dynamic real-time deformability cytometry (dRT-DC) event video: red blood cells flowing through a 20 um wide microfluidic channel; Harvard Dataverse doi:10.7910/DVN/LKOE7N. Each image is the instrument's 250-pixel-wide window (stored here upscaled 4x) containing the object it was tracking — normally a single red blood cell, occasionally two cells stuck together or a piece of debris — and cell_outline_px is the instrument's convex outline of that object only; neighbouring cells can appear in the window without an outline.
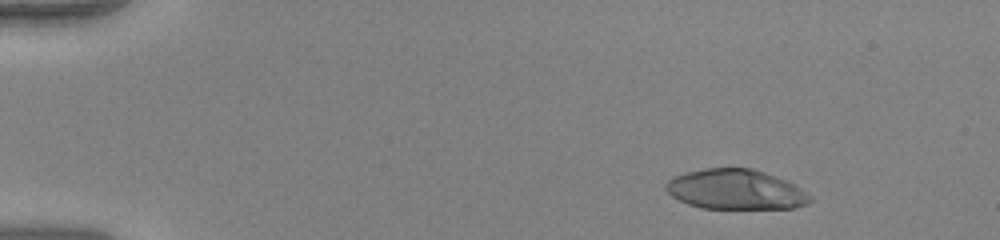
{"species": "human", "species_latin": "Homo sapiens", "temperature_condition": "warm", "stored_images_in_passage": 46, "camera_frame_rate_fps": 3000, "um_per_image_px": 0.085, "donor": {"sex": "female"}, "frame": {"image": 1, "passage_image": 1, "time_ms": 0.0, "image_size_px": [1000, 240], "cell_outline_px": [[812, 200], [808, 204], [792, 208], [704, 208], [688, 204], [672, 196], [664, 188], [664, 184], [672, 176], [704, 168], [752, 168], [776, 176], [800, 188], [812, 196]], "centroid_in_image_um": [62.51, 16.1], "position_along_channel_um": 22.5, "area_um2": 33.47}}
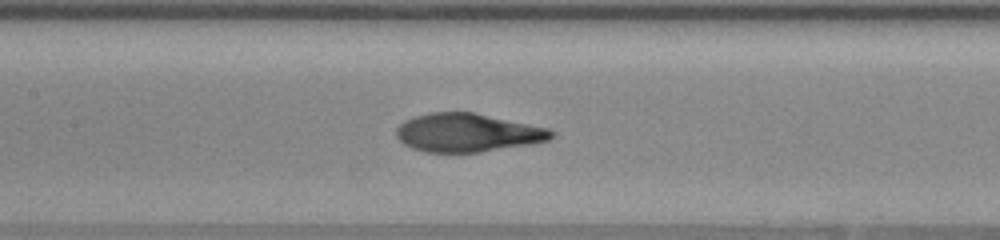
{"frame": {"image": 2, "passage_image": 20, "time_ms": 6.333, "image_size_px": [1000, 240], "cell_outline_px": [[556, 132], [548, 140], [532, 144], [480, 152], [424, 152], [412, 148], [404, 144], [396, 136], [396, 128], [404, 120], [416, 116], [432, 112], [476, 112], [548, 128]], "centroid_in_image_um": [39.74, 11.27], "position_along_channel_um": 167.7, "area_um2": 34.8}}
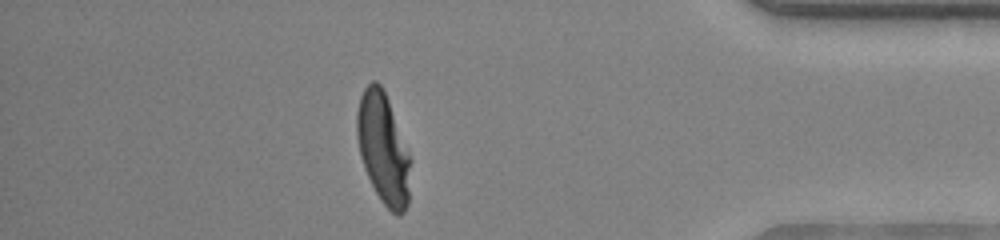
{"frame": {"image": 3, "passage_image": 40, "time_ms": 13.0, "image_size_px": [1000, 240], "cell_outline_px": [[412, 160], [408, 204], [404, 212], [400, 216], [396, 216], [380, 200], [364, 168], [360, 156], [356, 136], [356, 112], [360, 96], [364, 88], [372, 80], [376, 80], [380, 84], [388, 100]], "centroid_in_image_um": [32.57, 12.64], "position_along_channel_um": 402.6, "area_um2": 34.85}, "authors_computed_cell_mechanics": {"area_um2": 35.2002, "velocity_mm_per_s": 4.0051, "shape_relaxation_time_tau1_ms": 6.5846, "shape_relaxation_time_tau2_ms": null, "deformation_change_tau1": 0.3467, "deformation_change_tau2": null}}